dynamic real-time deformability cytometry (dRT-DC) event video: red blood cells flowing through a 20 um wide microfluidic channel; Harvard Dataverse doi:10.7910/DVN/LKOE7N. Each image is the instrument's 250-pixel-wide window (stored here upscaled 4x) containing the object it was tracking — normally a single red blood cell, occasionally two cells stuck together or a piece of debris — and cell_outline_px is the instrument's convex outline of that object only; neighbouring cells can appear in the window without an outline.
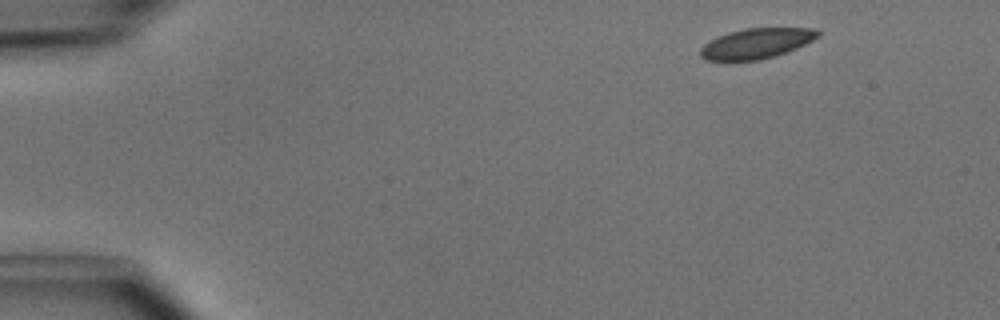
{"species": "common noctule bat (a hibernating species)", "species_latin": "Nyctalus noctula", "temperature_condition": "cold", "stored_images_in_passage": 45, "camera_frame_rate_fps": 3000, "um_per_image_px": 0.085, "animal": {"sex": "male", "body_mass_g": 15.6}, "frame": {"image": 1, "passage_image": 1, "time_ms": 0.0, "image_size_px": [1000, 320], "cell_outline_px": [[820, 36], [796, 48], [760, 60], [704, 60], [700, 56], [700, 48], [704, 44], [728, 32], [744, 28], [816, 28], [820, 32]], "centroid_in_image_um": [64.29, 3.68], "position_along_channel_um": 20.7, "area_um2": 20.46}}
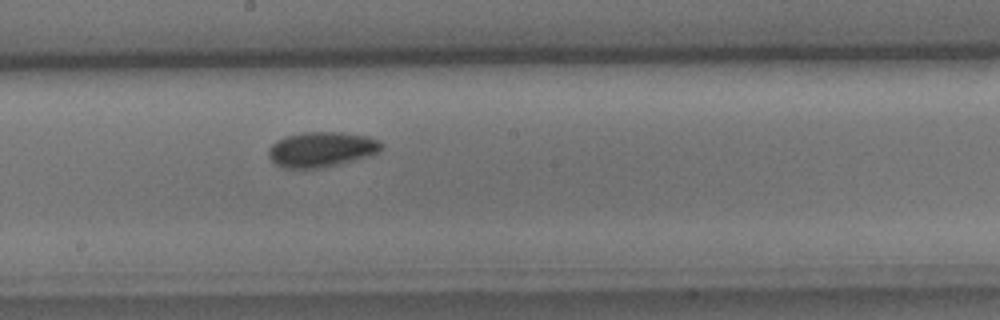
{"frame": {"image": 2, "passage_image": 23, "time_ms": 7.333, "image_size_px": [1000, 320], "cell_outline_px": [[384, 144], [380, 152], [368, 156], [340, 164], [324, 168], [284, 168], [276, 164], [268, 156], [268, 148], [276, 140], [284, 136], [304, 132], [344, 132], [368, 136], [380, 140]], "centroid_in_image_um": [27.35, 12.69], "position_along_channel_um": 220.9, "area_um2": 23.47}}
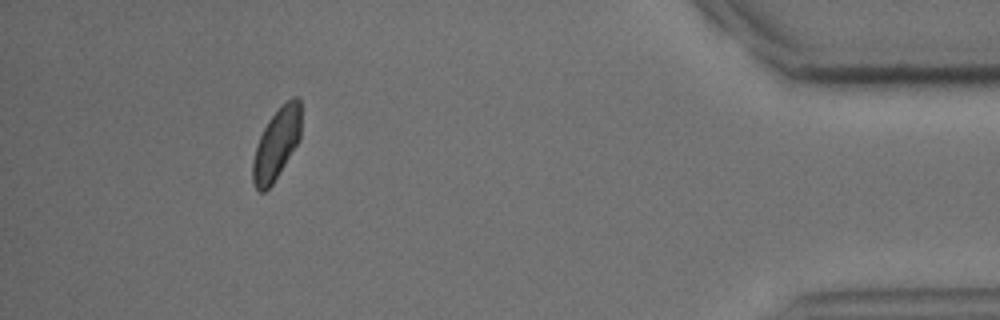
{"frame": {"image": 3, "passage_image": 41, "time_ms": 13.333, "image_size_px": [1000, 320], "cell_outline_px": [[300, 140], [272, 184], [264, 192], [260, 192], [256, 188], [252, 180], [252, 160], [256, 144], [268, 120], [292, 96], [296, 96], [300, 100]], "centroid_in_image_um": [23.49, 12.25], "position_along_channel_um": 411.7, "area_um2": 19.83}, "authors_computed_cell_mechanics": {"area_um2": 21.9062, "velocity_mm_per_s": 4.04, "shape_relaxation_time_tau1_ms": 2.9433, "shape_relaxation_time_tau2_ms": null, "deformation_change_tau1": 0.0662, "deformation_change_tau2": null}}